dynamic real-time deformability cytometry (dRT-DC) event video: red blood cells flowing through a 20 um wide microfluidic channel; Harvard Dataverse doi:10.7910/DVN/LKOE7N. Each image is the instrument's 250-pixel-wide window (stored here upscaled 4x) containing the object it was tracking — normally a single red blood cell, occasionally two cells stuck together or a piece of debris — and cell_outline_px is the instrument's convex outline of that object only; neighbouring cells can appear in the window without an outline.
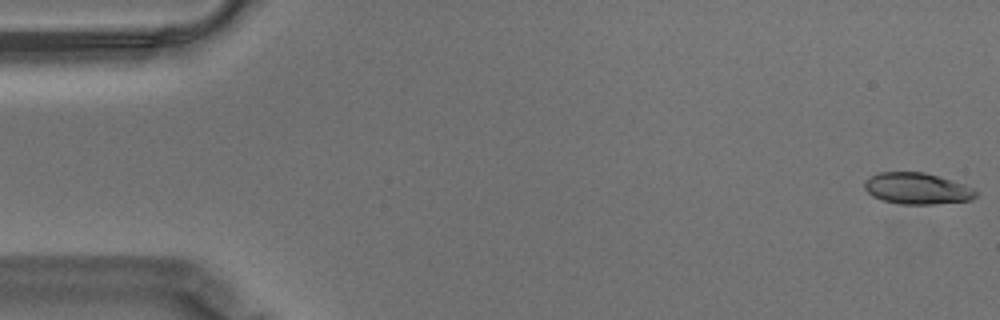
{"species": "Egyptian fruit bat (a non-hibernating species)", "species_latin": "Rousettus aegyptiacus", "temperature_condition": "warm", "stored_images_in_passage": 47, "camera_frame_rate_fps": 3000, "um_per_image_px": 0.085, "animal": {"sex": "male"}, "frame": {"image": 1, "passage_image": 1, "time_ms": 0.0, "image_size_px": [1000, 320], "cell_outline_px": [[976, 196], [972, 200], [936, 204], [900, 204], [884, 200], [872, 196], [864, 188], [864, 180], [880, 172], [924, 172], [964, 184], [972, 188], [976, 192]], "centroid_in_image_um": [77.94, 16.03], "position_along_channel_um": 7.1, "area_um2": 20.23}}
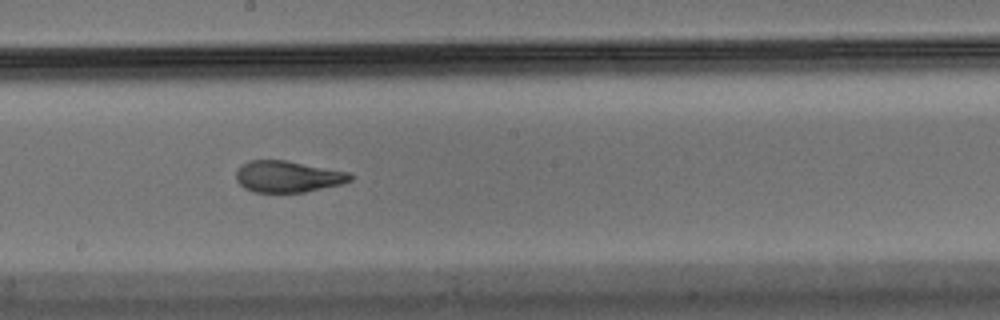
{"frame": {"image": 2, "passage_image": 31, "time_ms": 10.0, "image_size_px": [1000, 320], "cell_outline_px": [[352, 180], [340, 184], [304, 192], [256, 192], [244, 188], [236, 180], [236, 172], [240, 164], [248, 160], [284, 160], [348, 172], [352, 176]], "centroid_in_image_um": [24.41, 15.0], "position_along_channel_um": 223.8, "area_um2": 20.75}}
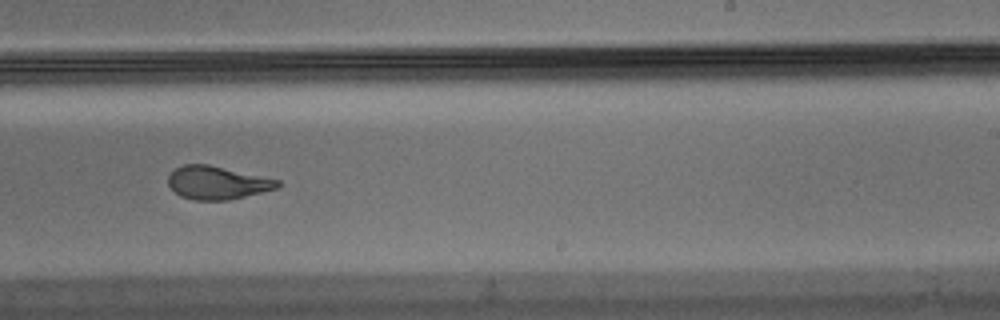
{"frame": {"image": 3, "passage_image": 35, "time_ms": 11.333, "image_size_px": [1000, 320], "cell_outline_px": [[284, 184], [276, 188], [228, 200], [196, 200], [180, 196], [168, 184], [168, 176], [176, 168], [184, 164], [208, 164], [280, 180]], "centroid_in_image_um": [18.47, 15.52], "position_along_channel_um": 270.5, "area_um2": 20.92}}